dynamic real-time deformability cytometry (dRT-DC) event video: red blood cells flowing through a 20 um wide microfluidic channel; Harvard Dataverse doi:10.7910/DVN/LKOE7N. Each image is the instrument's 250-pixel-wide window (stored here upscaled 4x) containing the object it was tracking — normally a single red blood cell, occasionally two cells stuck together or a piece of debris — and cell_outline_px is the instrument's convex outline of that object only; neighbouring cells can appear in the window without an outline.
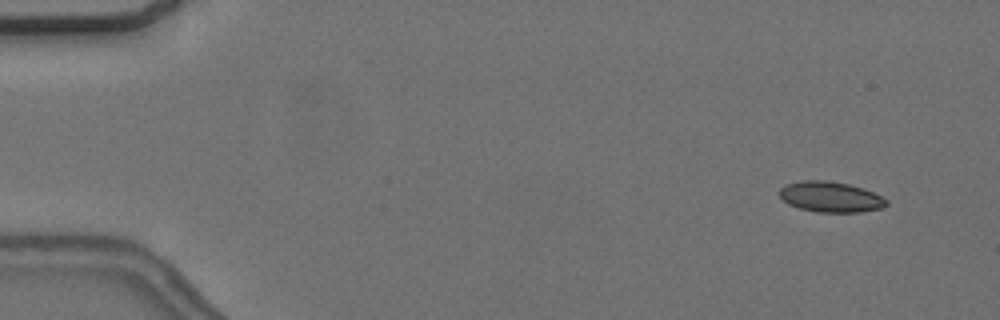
{"species": "common noctule bat (a hibernating species)", "species_latin": "Nyctalus noctula", "temperature_condition": "cold", "stored_images_in_passage": 54, "camera_frame_rate_fps": 3000, "um_per_image_px": 0.085, "animal": {"sex": "female", "body_mass_g": 24.6, "forearm_length_mm": 56.2}, "frame": {"image": 1, "passage_image": 2, "time_ms": 0.333, "image_size_px": [1000, 320], "cell_outline_px": [[888, 204], [884, 208], [860, 212], [816, 212], [800, 208], [788, 204], [780, 196], [780, 188], [788, 184], [804, 180], [824, 180], [848, 184], [864, 188], [888, 200]], "centroid_in_image_um": [70.63, 16.74], "position_along_channel_um": 14.4, "area_um2": 18.96}}
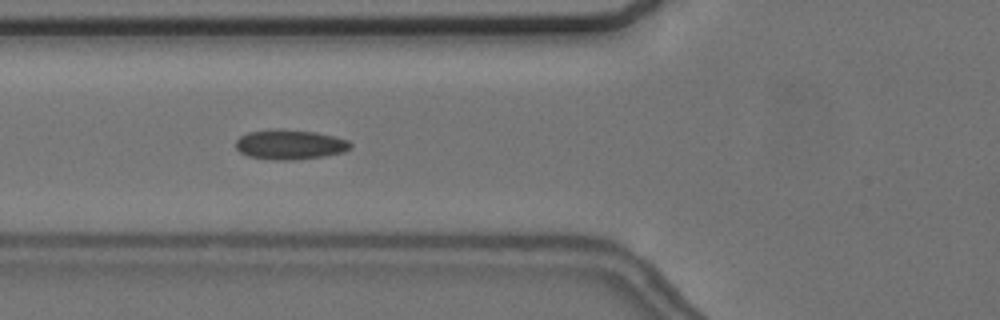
{"frame": {"image": 2, "passage_image": 19, "time_ms": 6.0, "image_size_px": [1000, 320], "cell_outline_px": [[352, 148], [344, 152], [324, 156], [292, 160], [272, 160], [248, 156], [240, 152], [236, 148], [236, 140], [240, 136], [248, 132], [268, 128], [280, 128], [316, 132], [348, 140], [352, 144]], "centroid_in_image_um": [24.62, 12.27], "position_along_channel_um": 101.2, "area_um2": 20.23}}
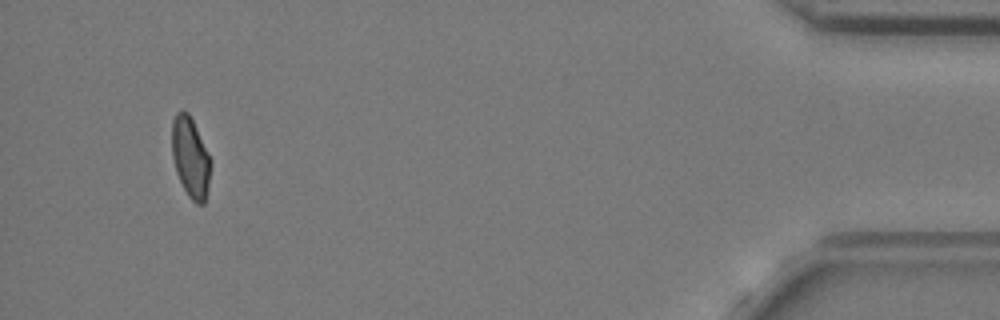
{"frame": {"image": 3, "passage_image": 51, "time_ms": 16.667, "image_size_px": [1000, 320], "cell_outline_px": [[212, 160], [208, 188], [204, 204], [196, 204], [188, 196], [176, 172], [172, 156], [172, 120], [176, 112], [180, 108], [184, 108], [188, 112]], "centroid_in_image_um": [16.19, 13.35], "position_along_channel_um": 419.0, "area_um2": 18.32}, "authors_computed_cell_mechanics": {"area_um2": 19.2185, "velocity_mm_per_s": 3.6668, "shape_relaxation_time_tau1_ms": 10.4315, "shape_relaxation_time_tau2_ms": 1.4875, "deformation_change_tau1": 0.1531, "deformation_change_tau2": 0.0798}}